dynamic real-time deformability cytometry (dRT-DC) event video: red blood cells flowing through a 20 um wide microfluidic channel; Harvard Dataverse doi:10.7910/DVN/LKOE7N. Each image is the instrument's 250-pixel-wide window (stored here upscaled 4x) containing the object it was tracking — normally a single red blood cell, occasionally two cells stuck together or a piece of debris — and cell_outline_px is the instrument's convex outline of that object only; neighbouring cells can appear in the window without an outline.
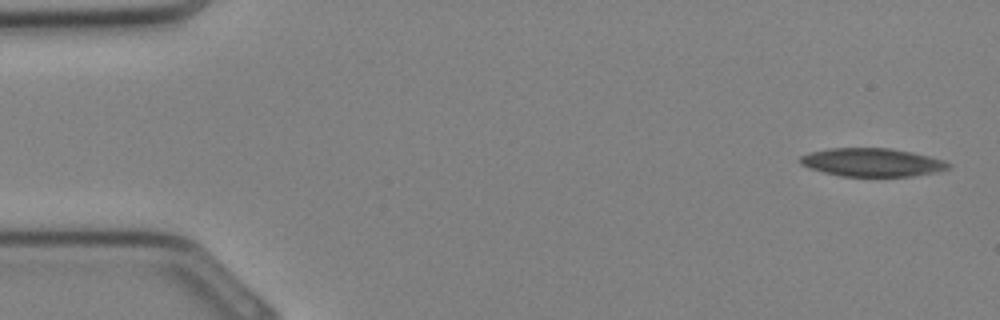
{"species": "Egyptian fruit bat (a non-hibernating species)", "species_latin": "Rousettus aegyptiacus", "temperature_condition": "cold", "stored_images_in_passage": 33, "camera_frame_rate_fps": 3000, "um_per_image_px": 0.085, "animal": {"sex": "female"}, "frame": {"image": 1, "passage_image": 1, "time_ms": 0.0, "image_size_px": [1000, 320], "cell_outline_px": [[952, 168], [936, 172], [912, 176], [840, 176], [808, 168], [800, 164], [796, 160], [800, 156], [812, 152], [828, 148], [892, 148], [912, 152], [944, 160], [952, 164]], "centroid_in_image_um": [74.12, 13.8], "position_along_channel_um": 10.9, "area_um2": 24.62}}
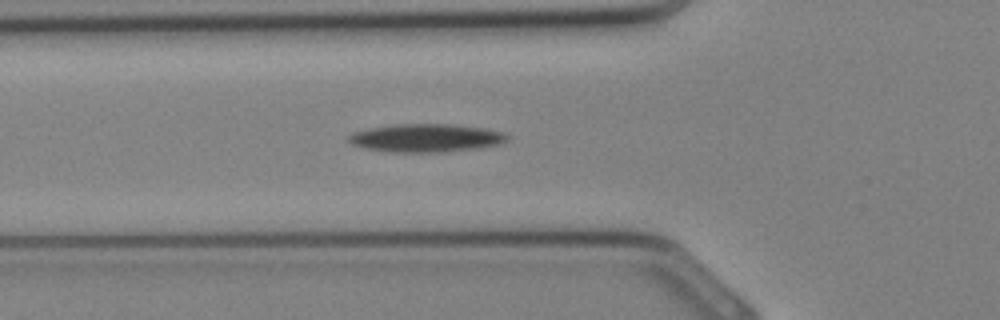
{"frame": {"image": 2, "passage_image": 11, "time_ms": 3.333, "image_size_px": [1000, 320], "cell_outline_px": [[508, 140], [500, 144], [480, 148], [440, 152], [392, 152], [364, 148], [352, 144], [348, 140], [348, 136], [352, 132], [368, 128], [392, 124], [448, 124], [484, 128], [500, 132], [508, 136]], "centroid_in_image_um": [36.17, 11.73], "position_along_channel_um": 89.6, "area_um2": 26.01}}
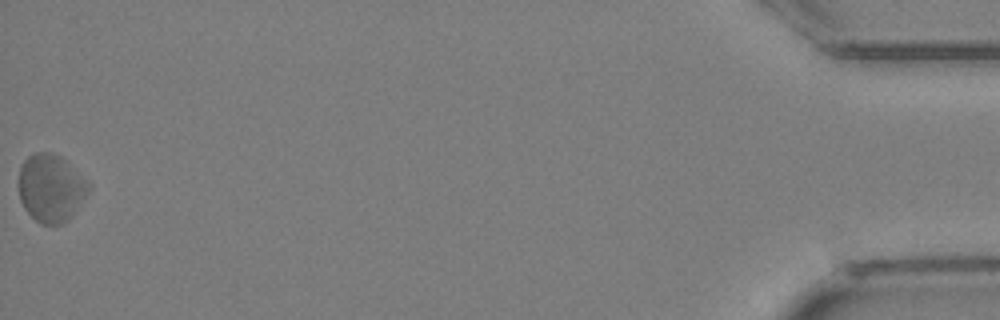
{"frame": {"image": 3, "passage_image": 33, "time_ms": 10.667, "image_size_px": [1000, 320], "cell_outline_px": [[92, 184], [88, 192], [72, 216], [68, 220], [60, 224], [40, 224], [24, 208], [20, 200], [20, 164], [28, 156], [36, 152], [52, 152], [60, 156]], "centroid_in_image_um": [4.34, 15.98], "position_along_channel_um": 430.9, "area_um2": 27.46}}